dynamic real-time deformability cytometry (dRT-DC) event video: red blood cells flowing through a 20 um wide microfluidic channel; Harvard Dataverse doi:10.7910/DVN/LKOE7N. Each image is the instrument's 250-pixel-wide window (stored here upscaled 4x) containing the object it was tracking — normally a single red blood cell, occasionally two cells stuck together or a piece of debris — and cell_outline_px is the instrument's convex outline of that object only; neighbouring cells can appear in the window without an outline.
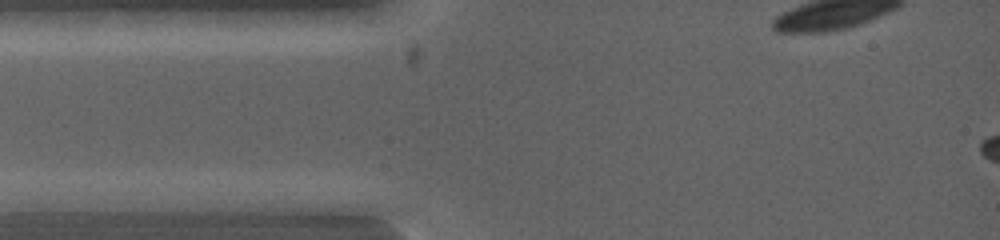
{"species": "common noctule bat (a hibernating species)", "species_latin": "Nyctalus noctula", "temperature_condition": "warm", "stored_images_in_passage": 3, "segment_of_instrument_passage": [1, 3], "camera_frame_rate_fps": 5000, "um_per_image_px": 0.085, "animal": {"sex": "female", "body_mass_g": 19.0, "forearm_length_mm": 53.3}, "frame": {"image": 1, "passage_image": 1, "time_ms": 0.0, "image_size_px": [1000, 240], "cell_outline_px": [[188, 200], [108, 212], [40, 212], [16, 200], [20, 192], [164, 192]], "centroid_in_image_um": [7.94, 17.08], "position_along_channel_um": 77.1, "area_um2": 19.54}}